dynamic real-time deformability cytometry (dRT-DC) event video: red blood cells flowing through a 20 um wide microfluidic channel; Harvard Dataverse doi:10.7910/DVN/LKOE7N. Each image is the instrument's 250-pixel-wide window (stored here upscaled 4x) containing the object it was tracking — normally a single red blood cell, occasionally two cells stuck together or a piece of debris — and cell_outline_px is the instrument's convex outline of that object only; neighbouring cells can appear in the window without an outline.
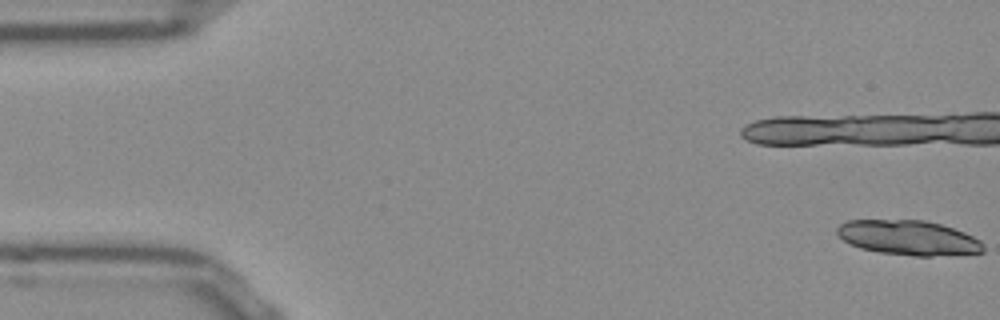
{"species": "Egyptian fruit bat (a non-hibernating species)", "species_latin": "Rousettus aegyptiacus", "temperature_condition": "room temperature", "stored_images_in_passage": 18, "camera_frame_rate_fps": 3000, "um_per_image_px": 0.085, "frame": {"image": 1, "passage_image": 1, "time_ms": 0.0, "image_size_px": [1000, 320], "cell_outline_px": [[984, 252], [932, 256], [916, 256], [880, 252], [860, 248], [844, 240], [836, 232], [836, 228], [840, 224], [848, 220], [924, 220], [940, 224], [964, 232], [980, 240], [984, 244]], "centroid_in_image_um": [77.23, 20.2], "position_along_channel_um": 7.8, "area_um2": 29.42}}
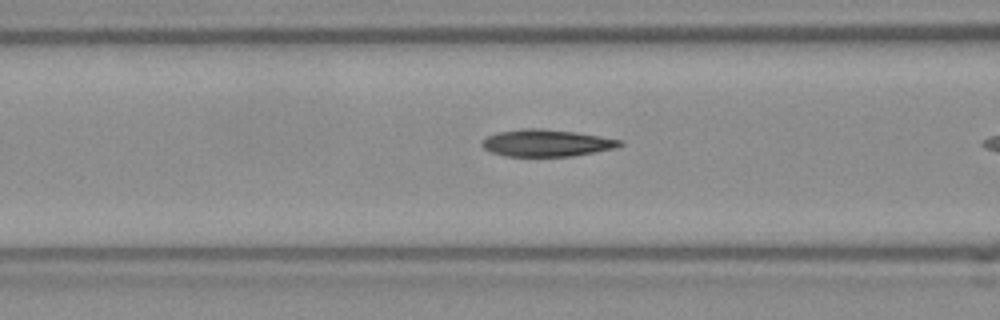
{"frame": {"image": 2, "passage_image": 16, "time_ms": 5.0, "image_size_px": [1000, 320], "cell_outline_px": [[624, 144], [616, 148], [572, 156], [504, 156], [492, 152], [484, 148], [480, 144], [488, 136], [500, 132], [524, 128], [540, 128], [572, 132], [600, 136], [620, 140]], "centroid_in_image_um": [46.45, 12.16], "position_along_channel_um": 120.1, "area_um2": 21.39}}